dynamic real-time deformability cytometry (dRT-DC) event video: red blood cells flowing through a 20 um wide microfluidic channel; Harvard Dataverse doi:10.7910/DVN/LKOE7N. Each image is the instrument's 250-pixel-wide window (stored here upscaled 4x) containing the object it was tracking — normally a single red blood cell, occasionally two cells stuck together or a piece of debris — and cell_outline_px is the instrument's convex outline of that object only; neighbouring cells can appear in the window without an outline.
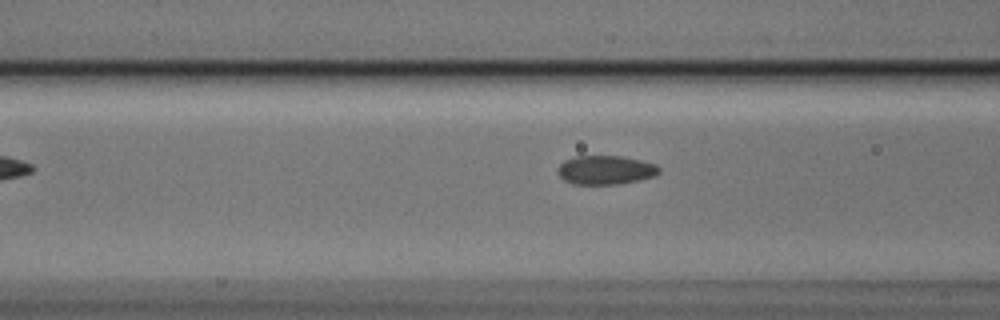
{"species": "Egyptian fruit bat (a non-hibernating species)", "species_latin": "Rousettus aegyptiacus", "temperature_condition": "cold", "stored_images_in_passage": 5, "camera_frame_rate_fps": 3000, "um_per_image_px": 0.085, "animal": {"sex": "male"}, "frame": {"image": 1, "passage_image": 5, "time_ms": 1.333, "image_size_px": [1000, 320], "cell_outline_px": [[660, 172], [656, 176], [640, 180], [620, 184], [572, 184], [564, 180], [556, 172], [556, 168], [564, 160], [576, 156], [620, 156], [640, 160], [656, 164], [660, 168]], "centroid_in_image_um": [51.47, 14.45], "position_along_channel_um": 115.1, "area_um2": 17.28}}